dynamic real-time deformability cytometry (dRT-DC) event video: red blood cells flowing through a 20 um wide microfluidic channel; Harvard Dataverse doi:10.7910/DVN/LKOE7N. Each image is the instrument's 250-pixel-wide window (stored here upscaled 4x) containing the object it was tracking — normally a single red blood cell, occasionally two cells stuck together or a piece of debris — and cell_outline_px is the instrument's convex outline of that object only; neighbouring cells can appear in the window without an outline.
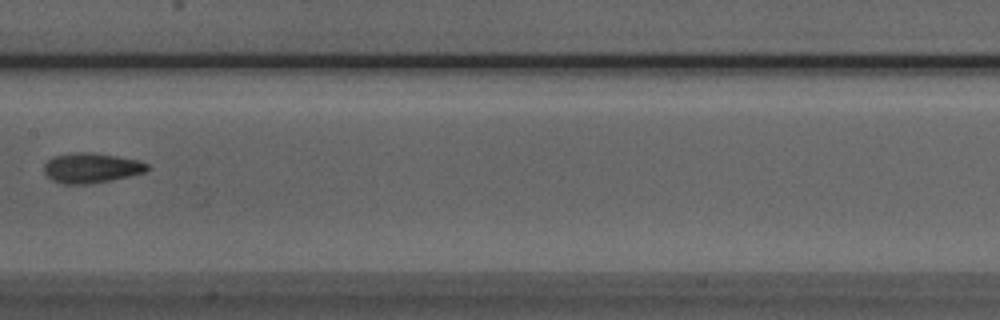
{"species": "Egyptian fruit bat (a non-hibernating species)", "species_latin": "Rousettus aegyptiacus", "temperature_condition": "room temperature", "stored_images_in_passage": 7, "camera_frame_rate_fps": 3000, "um_per_image_px": 0.085, "animal": {"sex": "male"}, "frame": {"image": 1, "passage_image": 6, "time_ms": 6.667, "image_size_px": [1000, 320], "cell_outline_px": [[148, 168], [144, 172], [112, 180], [88, 184], [64, 184], [52, 180], [44, 172], [44, 164], [52, 156], [72, 152], [92, 152], [140, 160], [148, 164]], "centroid_in_image_um": [7.73, 14.26], "position_along_channel_um": 199.7, "area_um2": 18.09}}
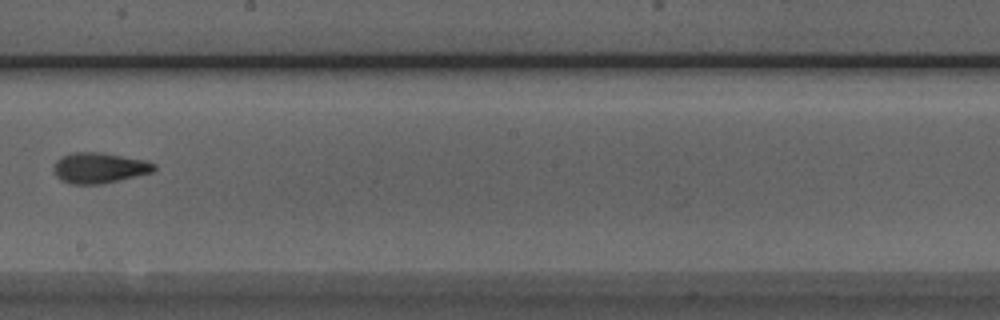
{"frame": {"image": 2, "passage_image": 7, "time_ms": 7.667, "image_size_px": [1000, 320], "cell_outline_px": [[156, 168], [152, 172], [104, 184], [68, 184], [60, 180], [52, 172], [52, 168], [56, 160], [64, 156], [76, 152], [100, 152], [148, 160], [156, 164]], "centroid_in_image_um": [8.43, 14.28], "position_along_channel_um": 239.8, "area_um2": 18.15}}